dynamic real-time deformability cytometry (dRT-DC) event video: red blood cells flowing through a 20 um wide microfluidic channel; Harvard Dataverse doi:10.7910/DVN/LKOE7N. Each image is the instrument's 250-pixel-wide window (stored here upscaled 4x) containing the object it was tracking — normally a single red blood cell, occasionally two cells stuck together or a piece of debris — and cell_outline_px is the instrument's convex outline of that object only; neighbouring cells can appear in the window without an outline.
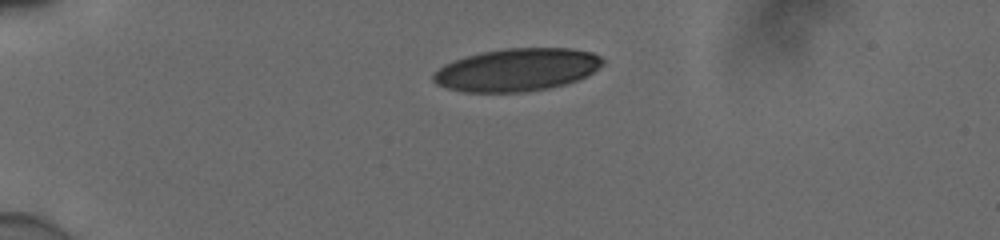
{"species": "human", "species_latin": "Homo sapiens", "temperature_condition": "cold", "stored_images_in_passage": 34, "camera_frame_rate_fps": 3000, "um_per_image_px": 0.085, "donor": {"sex": "male"}, "frame": {"image": 1, "passage_image": 1, "time_ms": 0.0, "image_size_px": [1000, 240], "cell_outline_px": [[604, 64], [592, 72], [576, 80], [564, 84], [548, 88], [524, 92], [464, 92], [448, 88], [436, 84], [432, 80], [432, 76], [444, 64], [468, 56], [484, 52], [508, 48], [572, 48], [592, 52], [600, 56], [604, 60]], "centroid_in_image_um": [43.95, 5.93], "position_along_channel_um": 41.0, "area_um2": 41.85}}
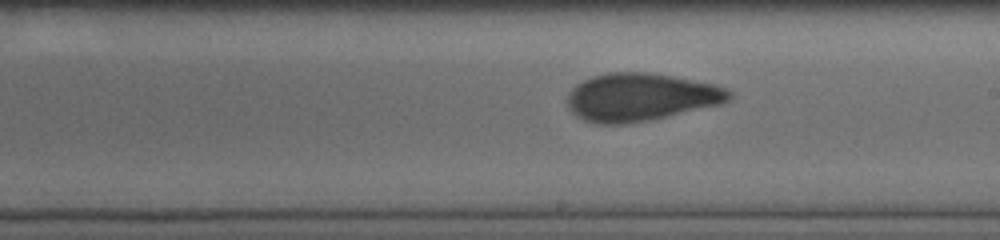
{"frame": {"image": 2, "passage_image": 20, "time_ms": 6.333, "image_size_px": [1000, 240], "cell_outline_px": [[732, 96], [728, 100], [720, 104], [648, 120], [628, 124], [592, 124], [576, 116], [568, 108], [568, 92], [576, 84], [592, 76], [608, 72], [648, 72], [712, 84], [724, 88], [732, 92]], "centroid_in_image_um": [54.38, 8.26], "position_along_channel_um": 234.6, "area_um2": 44.8}}
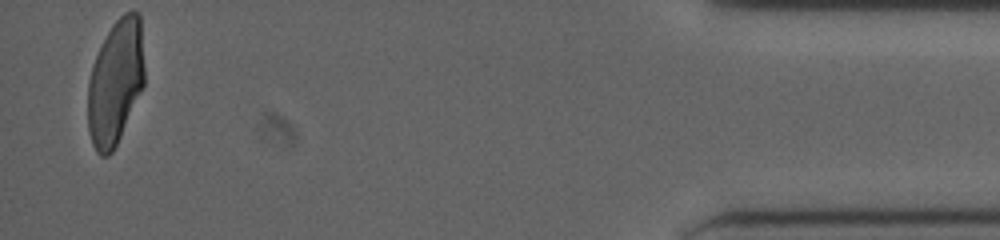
{"frame": {"image": 3, "passage_image": 34, "time_ms": 11.0, "image_size_px": [1000, 240], "cell_outline_px": [[144, 84], [120, 136], [112, 152], [108, 156], [100, 156], [96, 152], [92, 144], [88, 132], [88, 80], [96, 56], [112, 24], [124, 12], [140, 12], [144, 68]], "centroid_in_image_um": [9.81, 6.99], "position_along_channel_um": 425.4, "area_um2": 40.92}, "authors_computed_cell_mechanics": {"area_um2": 44.1014, "velocity_mm_per_s": 3.8894, "shape_relaxation_time_tau1_ms": 5.1553, "shape_relaxation_time_tau2_ms": 1.4623, "deformation_change_tau1": 0.1767, "deformation_change_tau2": 0.0747}}